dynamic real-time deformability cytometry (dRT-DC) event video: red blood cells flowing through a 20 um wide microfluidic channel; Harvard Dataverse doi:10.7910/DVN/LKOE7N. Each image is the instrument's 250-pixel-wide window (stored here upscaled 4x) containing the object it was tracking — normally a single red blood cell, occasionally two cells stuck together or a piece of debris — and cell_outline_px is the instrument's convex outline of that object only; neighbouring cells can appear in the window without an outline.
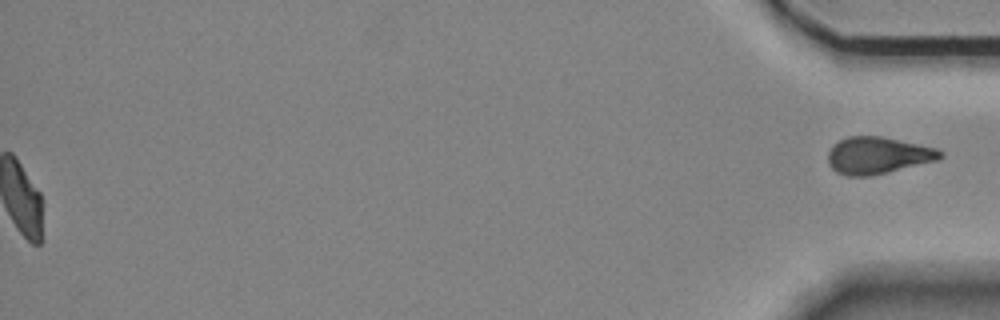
{"species": "Egyptian fruit bat (a non-hibernating species)", "species_latin": "Rousettus aegyptiacus", "temperature_condition": "room temperature", "stored_images_in_passage": 56, "segment_of_instrument_passage": [2, 2], "camera_frame_rate_fps": 3000, "um_per_image_px": 0.085, "animal": {"sex": "female"}, "frame": {"image": 1, "passage_image": 56, "time_ms": 18.333, "image_size_px": [1000, 320], "cell_outline_px": [[944, 156], [936, 160], [888, 172], [868, 176], [848, 176], [836, 172], [828, 164], [828, 152], [832, 144], [848, 136], [880, 136], [936, 148], [944, 152]], "centroid_in_image_um": [74.58, 13.21], "position_along_channel_um": 360.6, "area_um2": 24.04}}